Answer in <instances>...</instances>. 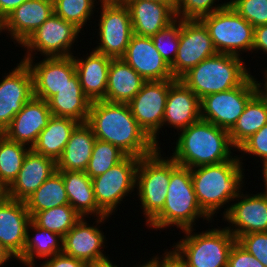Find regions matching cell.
Here are the masks:
<instances>
[{
  "instance_id": "6da1fadb",
  "label": "cell",
  "mask_w": 267,
  "mask_h": 267,
  "mask_svg": "<svg viewBox=\"0 0 267 267\" xmlns=\"http://www.w3.org/2000/svg\"><path fill=\"white\" fill-rule=\"evenodd\" d=\"M86 123L96 139L119 147L127 155L141 158L158 148L137 123L128 104L92 101Z\"/></svg>"
},
{
  "instance_id": "7a4b0ae2",
  "label": "cell",
  "mask_w": 267,
  "mask_h": 267,
  "mask_svg": "<svg viewBox=\"0 0 267 267\" xmlns=\"http://www.w3.org/2000/svg\"><path fill=\"white\" fill-rule=\"evenodd\" d=\"M179 132L170 157L180 166L191 169L229 161L234 157L235 147L228 130L209 121L200 118Z\"/></svg>"
},
{
  "instance_id": "3957f363",
  "label": "cell",
  "mask_w": 267,
  "mask_h": 267,
  "mask_svg": "<svg viewBox=\"0 0 267 267\" xmlns=\"http://www.w3.org/2000/svg\"><path fill=\"white\" fill-rule=\"evenodd\" d=\"M236 156L229 161L190 169L197 202L211 221L226 203L235 201L244 186L245 169L240 160L244 156Z\"/></svg>"
},
{
  "instance_id": "277c9868",
  "label": "cell",
  "mask_w": 267,
  "mask_h": 267,
  "mask_svg": "<svg viewBox=\"0 0 267 267\" xmlns=\"http://www.w3.org/2000/svg\"><path fill=\"white\" fill-rule=\"evenodd\" d=\"M201 217L208 223L211 220L197 202L190 168L178 165L171 158V178L165 204L147 226L155 230L177 226L183 231L193 228Z\"/></svg>"
},
{
  "instance_id": "5b68a950",
  "label": "cell",
  "mask_w": 267,
  "mask_h": 267,
  "mask_svg": "<svg viewBox=\"0 0 267 267\" xmlns=\"http://www.w3.org/2000/svg\"><path fill=\"white\" fill-rule=\"evenodd\" d=\"M243 58L233 54L216 53L185 73L180 80L199 99L240 86L251 74Z\"/></svg>"
},
{
  "instance_id": "8992f818",
  "label": "cell",
  "mask_w": 267,
  "mask_h": 267,
  "mask_svg": "<svg viewBox=\"0 0 267 267\" xmlns=\"http://www.w3.org/2000/svg\"><path fill=\"white\" fill-rule=\"evenodd\" d=\"M193 231L194 228L183 230L185 236L173 244L171 252L176 258L185 267H227L231 248L237 240L226 226L199 233Z\"/></svg>"
},
{
  "instance_id": "52a82bcc",
  "label": "cell",
  "mask_w": 267,
  "mask_h": 267,
  "mask_svg": "<svg viewBox=\"0 0 267 267\" xmlns=\"http://www.w3.org/2000/svg\"><path fill=\"white\" fill-rule=\"evenodd\" d=\"M161 148L143 156L136 172V189L146 225L163 209L171 178V157H161Z\"/></svg>"
},
{
  "instance_id": "ba28073f",
  "label": "cell",
  "mask_w": 267,
  "mask_h": 267,
  "mask_svg": "<svg viewBox=\"0 0 267 267\" xmlns=\"http://www.w3.org/2000/svg\"><path fill=\"white\" fill-rule=\"evenodd\" d=\"M200 21L208 29L217 53L241 56V51L252 52L254 27L230 5L202 17Z\"/></svg>"
},
{
  "instance_id": "9c48e42d",
  "label": "cell",
  "mask_w": 267,
  "mask_h": 267,
  "mask_svg": "<svg viewBox=\"0 0 267 267\" xmlns=\"http://www.w3.org/2000/svg\"><path fill=\"white\" fill-rule=\"evenodd\" d=\"M258 82L250 75L238 87L203 97L200 99L201 119L229 131L259 91Z\"/></svg>"
},
{
  "instance_id": "30bf717a",
  "label": "cell",
  "mask_w": 267,
  "mask_h": 267,
  "mask_svg": "<svg viewBox=\"0 0 267 267\" xmlns=\"http://www.w3.org/2000/svg\"><path fill=\"white\" fill-rule=\"evenodd\" d=\"M139 160L127 155L104 174L92 178L97 205L107 216L113 215L123 198L134 192Z\"/></svg>"
},
{
  "instance_id": "8fae6325",
  "label": "cell",
  "mask_w": 267,
  "mask_h": 267,
  "mask_svg": "<svg viewBox=\"0 0 267 267\" xmlns=\"http://www.w3.org/2000/svg\"><path fill=\"white\" fill-rule=\"evenodd\" d=\"M80 30L53 13L20 46L26 49L23 59H33L37 52L43 57H69ZM71 49V50H70ZM37 51V52H36ZM35 52V53H34ZM33 53V54H32Z\"/></svg>"
},
{
  "instance_id": "7c38bea8",
  "label": "cell",
  "mask_w": 267,
  "mask_h": 267,
  "mask_svg": "<svg viewBox=\"0 0 267 267\" xmlns=\"http://www.w3.org/2000/svg\"><path fill=\"white\" fill-rule=\"evenodd\" d=\"M99 45L94 51L111 58H121L133 35L128 7L124 3L101 4Z\"/></svg>"
},
{
  "instance_id": "4fadbf2b",
  "label": "cell",
  "mask_w": 267,
  "mask_h": 267,
  "mask_svg": "<svg viewBox=\"0 0 267 267\" xmlns=\"http://www.w3.org/2000/svg\"><path fill=\"white\" fill-rule=\"evenodd\" d=\"M216 53L208 29L200 20L180 19L179 47L170 65L174 79H180L194 66Z\"/></svg>"
},
{
  "instance_id": "5bb4252c",
  "label": "cell",
  "mask_w": 267,
  "mask_h": 267,
  "mask_svg": "<svg viewBox=\"0 0 267 267\" xmlns=\"http://www.w3.org/2000/svg\"><path fill=\"white\" fill-rule=\"evenodd\" d=\"M21 61L31 69L34 96L46 102L65 86H81L73 56L45 57L37 63L33 59Z\"/></svg>"
},
{
  "instance_id": "9a60e30c",
  "label": "cell",
  "mask_w": 267,
  "mask_h": 267,
  "mask_svg": "<svg viewBox=\"0 0 267 267\" xmlns=\"http://www.w3.org/2000/svg\"><path fill=\"white\" fill-rule=\"evenodd\" d=\"M168 90L169 80L146 81L128 103L137 123L158 147V136L162 128Z\"/></svg>"
},
{
  "instance_id": "2e32d148",
  "label": "cell",
  "mask_w": 267,
  "mask_h": 267,
  "mask_svg": "<svg viewBox=\"0 0 267 267\" xmlns=\"http://www.w3.org/2000/svg\"><path fill=\"white\" fill-rule=\"evenodd\" d=\"M235 200L222 215L224 221L232 224L226 228L236 240L244 234L267 232V192L255 195L241 192Z\"/></svg>"
},
{
  "instance_id": "e0dca14e",
  "label": "cell",
  "mask_w": 267,
  "mask_h": 267,
  "mask_svg": "<svg viewBox=\"0 0 267 267\" xmlns=\"http://www.w3.org/2000/svg\"><path fill=\"white\" fill-rule=\"evenodd\" d=\"M8 73H5L0 82V133L34 96L33 76L26 62L20 61Z\"/></svg>"
},
{
  "instance_id": "ac0fdd59",
  "label": "cell",
  "mask_w": 267,
  "mask_h": 267,
  "mask_svg": "<svg viewBox=\"0 0 267 267\" xmlns=\"http://www.w3.org/2000/svg\"><path fill=\"white\" fill-rule=\"evenodd\" d=\"M111 216L96 217V225L90 226L86 218L80 220L63 236V253L82 260L87 264L105 261L108 258L103 253L106 236L97 225ZM98 223V224H97Z\"/></svg>"
},
{
  "instance_id": "d6986e66",
  "label": "cell",
  "mask_w": 267,
  "mask_h": 267,
  "mask_svg": "<svg viewBox=\"0 0 267 267\" xmlns=\"http://www.w3.org/2000/svg\"><path fill=\"white\" fill-rule=\"evenodd\" d=\"M30 222L25 201L7 196L0 201V244L17 261L23 254Z\"/></svg>"
},
{
  "instance_id": "ffe728a7",
  "label": "cell",
  "mask_w": 267,
  "mask_h": 267,
  "mask_svg": "<svg viewBox=\"0 0 267 267\" xmlns=\"http://www.w3.org/2000/svg\"><path fill=\"white\" fill-rule=\"evenodd\" d=\"M121 58L146 81L174 80L169 64L155 48L151 37L133 34Z\"/></svg>"
},
{
  "instance_id": "44dd1931",
  "label": "cell",
  "mask_w": 267,
  "mask_h": 267,
  "mask_svg": "<svg viewBox=\"0 0 267 267\" xmlns=\"http://www.w3.org/2000/svg\"><path fill=\"white\" fill-rule=\"evenodd\" d=\"M51 117L48 102L33 96L14 116L2 134L11 141L32 148Z\"/></svg>"
},
{
  "instance_id": "7402d4cb",
  "label": "cell",
  "mask_w": 267,
  "mask_h": 267,
  "mask_svg": "<svg viewBox=\"0 0 267 267\" xmlns=\"http://www.w3.org/2000/svg\"><path fill=\"white\" fill-rule=\"evenodd\" d=\"M53 13V0H27L2 20V31L22 45Z\"/></svg>"
},
{
  "instance_id": "603a6c76",
  "label": "cell",
  "mask_w": 267,
  "mask_h": 267,
  "mask_svg": "<svg viewBox=\"0 0 267 267\" xmlns=\"http://www.w3.org/2000/svg\"><path fill=\"white\" fill-rule=\"evenodd\" d=\"M200 118V99L197 95L180 79L169 80L162 127L170 125V128L174 127L179 132Z\"/></svg>"
},
{
  "instance_id": "cb8c5ba5",
  "label": "cell",
  "mask_w": 267,
  "mask_h": 267,
  "mask_svg": "<svg viewBox=\"0 0 267 267\" xmlns=\"http://www.w3.org/2000/svg\"><path fill=\"white\" fill-rule=\"evenodd\" d=\"M56 171L54 159L35 153L31 149L25 156L17 178L6 189V196L26 201Z\"/></svg>"
},
{
  "instance_id": "d4e9b609",
  "label": "cell",
  "mask_w": 267,
  "mask_h": 267,
  "mask_svg": "<svg viewBox=\"0 0 267 267\" xmlns=\"http://www.w3.org/2000/svg\"><path fill=\"white\" fill-rule=\"evenodd\" d=\"M133 34L153 37L176 20V4H162L145 0H127Z\"/></svg>"
},
{
  "instance_id": "484cf974",
  "label": "cell",
  "mask_w": 267,
  "mask_h": 267,
  "mask_svg": "<svg viewBox=\"0 0 267 267\" xmlns=\"http://www.w3.org/2000/svg\"><path fill=\"white\" fill-rule=\"evenodd\" d=\"M86 55V59L72 55L80 85L91 101L103 100L107 92L108 71L112 58L94 50Z\"/></svg>"
},
{
  "instance_id": "4316f807",
  "label": "cell",
  "mask_w": 267,
  "mask_h": 267,
  "mask_svg": "<svg viewBox=\"0 0 267 267\" xmlns=\"http://www.w3.org/2000/svg\"><path fill=\"white\" fill-rule=\"evenodd\" d=\"M96 137L87 123H79L72 131L64 151L56 161L57 171H85Z\"/></svg>"
},
{
  "instance_id": "83f0119b",
  "label": "cell",
  "mask_w": 267,
  "mask_h": 267,
  "mask_svg": "<svg viewBox=\"0 0 267 267\" xmlns=\"http://www.w3.org/2000/svg\"><path fill=\"white\" fill-rule=\"evenodd\" d=\"M146 82L122 58H112L109 71L107 92L103 100L128 104Z\"/></svg>"
},
{
  "instance_id": "f1b7e54d",
  "label": "cell",
  "mask_w": 267,
  "mask_h": 267,
  "mask_svg": "<svg viewBox=\"0 0 267 267\" xmlns=\"http://www.w3.org/2000/svg\"><path fill=\"white\" fill-rule=\"evenodd\" d=\"M63 178L69 205L82 217L107 216L97 205L92 179L85 171H58ZM87 215V216H86Z\"/></svg>"
},
{
  "instance_id": "f546056e",
  "label": "cell",
  "mask_w": 267,
  "mask_h": 267,
  "mask_svg": "<svg viewBox=\"0 0 267 267\" xmlns=\"http://www.w3.org/2000/svg\"><path fill=\"white\" fill-rule=\"evenodd\" d=\"M30 229V230H29ZM31 230L34 231L30 235ZM30 232V233H29ZM63 251V237L60 234L37 226L32 220L27 227L25 247L22 256L18 259L27 267H36V258L42 260L52 257Z\"/></svg>"
},
{
  "instance_id": "4dcf8cb0",
  "label": "cell",
  "mask_w": 267,
  "mask_h": 267,
  "mask_svg": "<svg viewBox=\"0 0 267 267\" xmlns=\"http://www.w3.org/2000/svg\"><path fill=\"white\" fill-rule=\"evenodd\" d=\"M78 124L79 122L71 118L52 116L31 149L57 161Z\"/></svg>"
},
{
  "instance_id": "1f68e13d",
  "label": "cell",
  "mask_w": 267,
  "mask_h": 267,
  "mask_svg": "<svg viewBox=\"0 0 267 267\" xmlns=\"http://www.w3.org/2000/svg\"><path fill=\"white\" fill-rule=\"evenodd\" d=\"M267 124V100L258 91L247 103L234 126L228 131L237 150L248 138Z\"/></svg>"
},
{
  "instance_id": "d6a6232c",
  "label": "cell",
  "mask_w": 267,
  "mask_h": 267,
  "mask_svg": "<svg viewBox=\"0 0 267 267\" xmlns=\"http://www.w3.org/2000/svg\"><path fill=\"white\" fill-rule=\"evenodd\" d=\"M47 102L52 116L86 123L92 101L84 94L81 86H65Z\"/></svg>"
},
{
  "instance_id": "836d02e7",
  "label": "cell",
  "mask_w": 267,
  "mask_h": 267,
  "mask_svg": "<svg viewBox=\"0 0 267 267\" xmlns=\"http://www.w3.org/2000/svg\"><path fill=\"white\" fill-rule=\"evenodd\" d=\"M31 217L43 210L69 205L62 175L56 171L26 201Z\"/></svg>"
},
{
  "instance_id": "e575fe53",
  "label": "cell",
  "mask_w": 267,
  "mask_h": 267,
  "mask_svg": "<svg viewBox=\"0 0 267 267\" xmlns=\"http://www.w3.org/2000/svg\"><path fill=\"white\" fill-rule=\"evenodd\" d=\"M30 150L28 146L11 141L0 133V184L5 189L17 178Z\"/></svg>"
},
{
  "instance_id": "d590c367",
  "label": "cell",
  "mask_w": 267,
  "mask_h": 267,
  "mask_svg": "<svg viewBox=\"0 0 267 267\" xmlns=\"http://www.w3.org/2000/svg\"><path fill=\"white\" fill-rule=\"evenodd\" d=\"M80 218L81 216L70 205H62L36 212L31 220L37 226L63 237Z\"/></svg>"
},
{
  "instance_id": "8d00e7d4",
  "label": "cell",
  "mask_w": 267,
  "mask_h": 267,
  "mask_svg": "<svg viewBox=\"0 0 267 267\" xmlns=\"http://www.w3.org/2000/svg\"><path fill=\"white\" fill-rule=\"evenodd\" d=\"M126 156L119 147L96 139L85 173L92 179L107 172Z\"/></svg>"
},
{
  "instance_id": "74e56055",
  "label": "cell",
  "mask_w": 267,
  "mask_h": 267,
  "mask_svg": "<svg viewBox=\"0 0 267 267\" xmlns=\"http://www.w3.org/2000/svg\"><path fill=\"white\" fill-rule=\"evenodd\" d=\"M96 0H53L54 13L80 31L91 20ZM95 5V6H94Z\"/></svg>"
},
{
  "instance_id": "f35d334b",
  "label": "cell",
  "mask_w": 267,
  "mask_h": 267,
  "mask_svg": "<svg viewBox=\"0 0 267 267\" xmlns=\"http://www.w3.org/2000/svg\"><path fill=\"white\" fill-rule=\"evenodd\" d=\"M151 38L155 48L170 66L175 60L179 47L180 19L174 20Z\"/></svg>"
},
{
  "instance_id": "ab89813d",
  "label": "cell",
  "mask_w": 267,
  "mask_h": 267,
  "mask_svg": "<svg viewBox=\"0 0 267 267\" xmlns=\"http://www.w3.org/2000/svg\"><path fill=\"white\" fill-rule=\"evenodd\" d=\"M219 1V0H217ZM216 0H177L175 14L177 19L200 20L229 5L228 2L215 4ZM215 5V7H214Z\"/></svg>"
},
{
  "instance_id": "60d3db41",
  "label": "cell",
  "mask_w": 267,
  "mask_h": 267,
  "mask_svg": "<svg viewBox=\"0 0 267 267\" xmlns=\"http://www.w3.org/2000/svg\"><path fill=\"white\" fill-rule=\"evenodd\" d=\"M229 5L253 27L267 24V0H230Z\"/></svg>"
},
{
  "instance_id": "b9f144b4",
  "label": "cell",
  "mask_w": 267,
  "mask_h": 267,
  "mask_svg": "<svg viewBox=\"0 0 267 267\" xmlns=\"http://www.w3.org/2000/svg\"><path fill=\"white\" fill-rule=\"evenodd\" d=\"M237 242L267 267V232L244 234Z\"/></svg>"
},
{
  "instance_id": "7bdbcfd3",
  "label": "cell",
  "mask_w": 267,
  "mask_h": 267,
  "mask_svg": "<svg viewBox=\"0 0 267 267\" xmlns=\"http://www.w3.org/2000/svg\"><path fill=\"white\" fill-rule=\"evenodd\" d=\"M244 154L260 157L262 167L267 164V124H265L258 132L248 138L238 149Z\"/></svg>"
},
{
  "instance_id": "ee69618b",
  "label": "cell",
  "mask_w": 267,
  "mask_h": 267,
  "mask_svg": "<svg viewBox=\"0 0 267 267\" xmlns=\"http://www.w3.org/2000/svg\"><path fill=\"white\" fill-rule=\"evenodd\" d=\"M227 267H265L237 241L233 244Z\"/></svg>"
},
{
  "instance_id": "f6af8a7d",
  "label": "cell",
  "mask_w": 267,
  "mask_h": 267,
  "mask_svg": "<svg viewBox=\"0 0 267 267\" xmlns=\"http://www.w3.org/2000/svg\"><path fill=\"white\" fill-rule=\"evenodd\" d=\"M87 265L86 262L61 252L46 258L40 267H87Z\"/></svg>"
},
{
  "instance_id": "bcb514c9",
  "label": "cell",
  "mask_w": 267,
  "mask_h": 267,
  "mask_svg": "<svg viewBox=\"0 0 267 267\" xmlns=\"http://www.w3.org/2000/svg\"><path fill=\"white\" fill-rule=\"evenodd\" d=\"M257 50L263 51L262 54H267V24L254 27L252 52Z\"/></svg>"
},
{
  "instance_id": "7dc6e473",
  "label": "cell",
  "mask_w": 267,
  "mask_h": 267,
  "mask_svg": "<svg viewBox=\"0 0 267 267\" xmlns=\"http://www.w3.org/2000/svg\"><path fill=\"white\" fill-rule=\"evenodd\" d=\"M161 260V261H160ZM158 267H185L171 251H165L158 257Z\"/></svg>"
},
{
  "instance_id": "c3c4849f",
  "label": "cell",
  "mask_w": 267,
  "mask_h": 267,
  "mask_svg": "<svg viewBox=\"0 0 267 267\" xmlns=\"http://www.w3.org/2000/svg\"><path fill=\"white\" fill-rule=\"evenodd\" d=\"M27 0H0V19L3 20L16 7Z\"/></svg>"
},
{
  "instance_id": "681fc988",
  "label": "cell",
  "mask_w": 267,
  "mask_h": 267,
  "mask_svg": "<svg viewBox=\"0 0 267 267\" xmlns=\"http://www.w3.org/2000/svg\"><path fill=\"white\" fill-rule=\"evenodd\" d=\"M13 258L7 250L0 244V267L4 266L5 263H8L9 260ZM8 261V262H7Z\"/></svg>"
},
{
  "instance_id": "f907efd6",
  "label": "cell",
  "mask_w": 267,
  "mask_h": 267,
  "mask_svg": "<svg viewBox=\"0 0 267 267\" xmlns=\"http://www.w3.org/2000/svg\"><path fill=\"white\" fill-rule=\"evenodd\" d=\"M87 267H118V266L116 264H113V262H111L109 258L102 262L88 264Z\"/></svg>"
},
{
  "instance_id": "816d5d0a",
  "label": "cell",
  "mask_w": 267,
  "mask_h": 267,
  "mask_svg": "<svg viewBox=\"0 0 267 267\" xmlns=\"http://www.w3.org/2000/svg\"><path fill=\"white\" fill-rule=\"evenodd\" d=\"M265 72H264V84H263V82L261 83V81L259 82V83H257L258 84V88H259V92L266 98V100H267V70L265 69L264 70ZM262 85H264V87L262 86ZM264 88V89H263Z\"/></svg>"
},
{
  "instance_id": "f5cc1de1",
  "label": "cell",
  "mask_w": 267,
  "mask_h": 267,
  "mask_svg": "<svg viewBox=\"0 0 267 267\" xmlns=\"http://www.w3.org/2000/svg\"><path fill=\"white\" fill-rule=\"evenodd\" d=\"M159 255H156L153 258H150L151 260L147 261L146 263L144 262V264H140L137 265L135 267H158V257Z\"/></svg>"
},
{
  "instance_id": "db71d44e",
  "label": "cell",
  "mask_w": 267,
  "mask_h": 267,
  "mask_svg": "<svg viewBox=\"0 0 267 267\" xmlns=\"http://www.w3.org/2000/svg\"><path fill=\"white\" fill-rule=\"evenodd\" d=\"M101 4L125 3L127 0H98Z\"/></svg>"
},
{
  "instance_id": "11a10c76",
  "label": "cell",
  "mask_w": 267,
  "mask_h": 267,
  "mask_svg": "<svg viewBox=\"0 0 267 267\" xmlns=\"http://www.w3.org/2000/svg\"><path fill=\"white\" fill-rule=\"evenodd\" d=\"M145 1H152L156 3H162V4H177V0H145Z\"/></svg>"
},
{
  "instance_id": "9f6ffc18",
  "label": "cell",
  "mask_w": 267,
  "mask_h": 267,
  "mask_svg": "<svg viewBox=\"0 0 267 267\" xmlns=\"http://www.w3.org/2000/svg\"><path fill=\"white\" fill-rule=\"evenodd\" d=\"M262 174H263V182L265 183L264 185V187H265V191L267 192V164L264 166V167H262Z\"/></svg>"
},
{
  "instance_id": "6f0895ef",
  "label": "cell",
  "mask_w": 267,
  "mask_h": 267,
  "mask_svg": "<svg viewBox=\"0 0 267 267\" xmlns=\"http://www.w3.org/2000/svg\"><path fill=\"white\" fill-rule=\"evenodd\" d=\"M6 196V189L0 184V201Z\"/></svg>"
},
{
  "instance_id": "680465c9",
  "label": "cell",
  "mask_w": 267,
  "mask_h": 267,
  "mask_svg": "<svg viewBox=\"0 0 267 267\" xmlns=\"http://www.w3.org/2000/svg\"><path fill=\"white\" fill-rule=\"evenodd\" d=\"M2 32V20L0 19V33Z\"/></svg>"
}]
</instances>
